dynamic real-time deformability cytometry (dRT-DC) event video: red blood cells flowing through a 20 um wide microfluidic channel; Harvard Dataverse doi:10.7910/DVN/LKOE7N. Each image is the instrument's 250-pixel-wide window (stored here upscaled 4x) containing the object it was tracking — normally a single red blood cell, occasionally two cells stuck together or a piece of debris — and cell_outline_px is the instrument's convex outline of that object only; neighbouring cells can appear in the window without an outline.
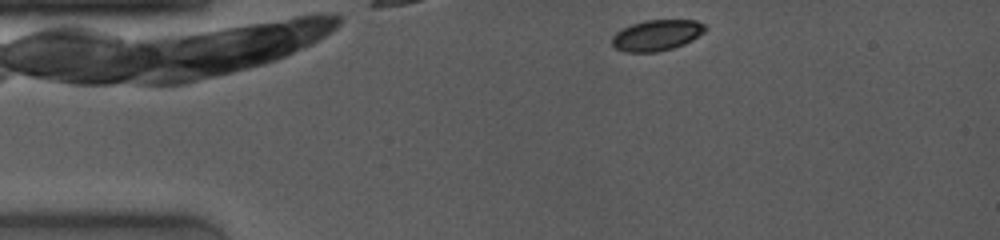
{"species": "common noctule bat (a hibernating species)", "species_latin": "Nyctalus noctula", "temperature_condition": "room temperature", "stored_images_in_passage": 3, "camera_frame_rate_fps": 4000, "um_per_image_px": 0.085, "animal": {"sex": "female", "body_mass_g": 19.0, "forearm_length_mm": 53.3}, "frame": {"image": 1, "passage_image": 1, "time_ms": 0.0, "image_size_px": [1000, 240], "cell_outline_px": [[708, 28], [704, 32], [692, 40], [684, 44], [672, 48], [656, 52], [624, 52], [616, 48], [612, 44], [612, 36], [616, 32], [632, 24], [644, 20], [696, 20], [704, 24]], "centroid_in_image_um": [55.83, 2.99], "position_along_channel_um": 29.2, "area_um2": 16.76}}